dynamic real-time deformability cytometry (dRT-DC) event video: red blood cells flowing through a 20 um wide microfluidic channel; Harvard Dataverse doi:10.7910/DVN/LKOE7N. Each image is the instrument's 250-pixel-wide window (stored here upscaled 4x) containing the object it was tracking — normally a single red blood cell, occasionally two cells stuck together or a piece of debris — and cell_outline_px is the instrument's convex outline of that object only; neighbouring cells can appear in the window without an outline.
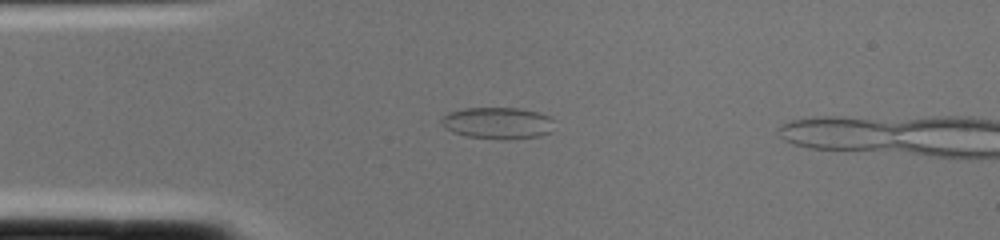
{"species": "common noctule bat (a hibernating species)", "species_latin": "Nyctalus noctula", "temperature_condition": "cold", "stored_images_in_passage": 2, "camera_frame_rate_fps": 3000, "um_per_image_px": 0.085, "animal": {"sex": "female", "body_mass_g": 22.0, "forearm_length_mm": 56.7}, "frame": {"image": 1, "passage_image": 1, "time_ms": 0.0, "image_size_px": [1000, 240], "cell_outline_px": [[556, 120], [552, 132], [540, 136], [504, 140], [464, 136], [452, 132], [440, 124], [440, 120], [448, 112], [464, 108], [520, 108], [540, 112]], "centroid_in_image_um": [42.34, 10.46], "position_along_channel_um": 42.7, "area_um2": 21.33}}